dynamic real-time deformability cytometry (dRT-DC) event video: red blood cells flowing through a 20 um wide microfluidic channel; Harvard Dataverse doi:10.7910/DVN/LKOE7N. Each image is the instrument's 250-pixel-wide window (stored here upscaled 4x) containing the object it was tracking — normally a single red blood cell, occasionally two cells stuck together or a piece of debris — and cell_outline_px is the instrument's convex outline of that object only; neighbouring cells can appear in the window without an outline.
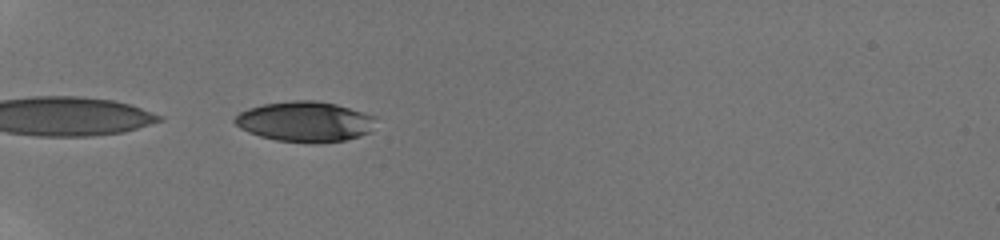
{"species": "human", "species_latin": "Homo sapiens", "temperature_condition": "room temperature", "stored_images_in_passage": 37, "segment_of_instrument_passage": [2, 2], "camera_frame_rate_fps": 3000, "um_per_image_px": 0.085, "donor": {"sex": "male"}, "frame": {"image": 1, "passage_image": 13, "time_ms": 7.0, "image_size_px": [1000, 240], "cell_outline_px": [[376, 116], [372, 132], [360, 136], [344, 140], [312, 144], [276, 140], [260, 136], [248, 132], [240, 128], [232, 120], [240, 112], [248, 108], [264, 104], [292, 100], [316, 100], [336, 104]], "centroid_in_image_um": [25.94, 10.34], "position_along_channel_um": 59.1, "area_um2": 33.35}}
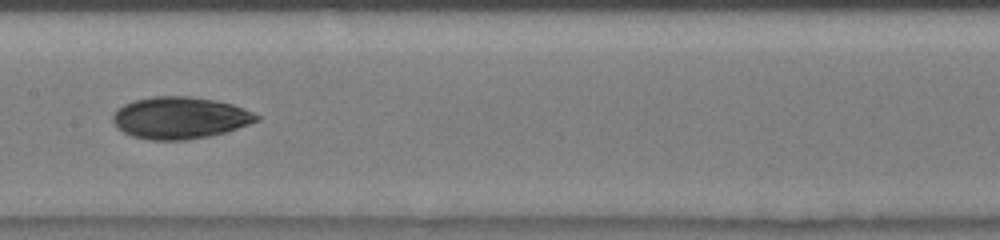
{"frame": {"image": 2, "passage_image": 20, "time_ms": 11.0, "image_size_px": [1000, 240], "cell_outline_px": [[260, 120], [224, 132], [208, 136], [184, 140], [152, 140], [132, 136], [116, 128], [112, 120], [112, 116], [124, 104], [136, 100], [152, 96], [188, 96], [216, 100], [232, 104], [244, 108], [260, 116]], "centroid_in_image_um": [15.29, 10.01], "position_along_channel_um": 192.1, "area_um2": 34.91}}
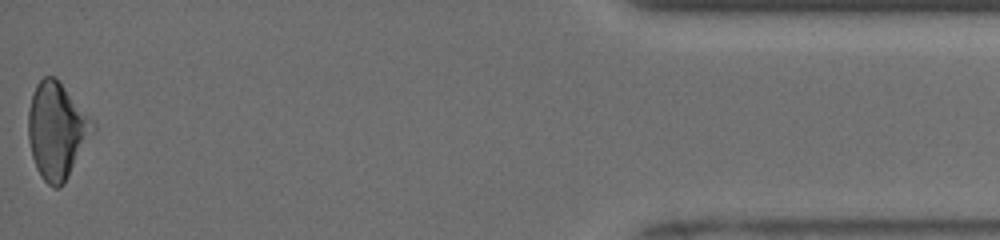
{"frame": {"image": 3, "passage_image": 37, "time_ms": 18.667, "image_size_px": [1000, 240], "cell_outline_px": [[96, 128], [64, 184], [60, 188], [52, 188], [40, 176], [36, 168], [32, 156], [28, 140], [28, 112], [32, 92], [36, 84], [44, 76], [52, 76], [64, 88], [96, 124]], "centroid_in_image_um": [4.81, 11.15], "position_along_channel_um": 430.4, "area_um2": 35.89}}